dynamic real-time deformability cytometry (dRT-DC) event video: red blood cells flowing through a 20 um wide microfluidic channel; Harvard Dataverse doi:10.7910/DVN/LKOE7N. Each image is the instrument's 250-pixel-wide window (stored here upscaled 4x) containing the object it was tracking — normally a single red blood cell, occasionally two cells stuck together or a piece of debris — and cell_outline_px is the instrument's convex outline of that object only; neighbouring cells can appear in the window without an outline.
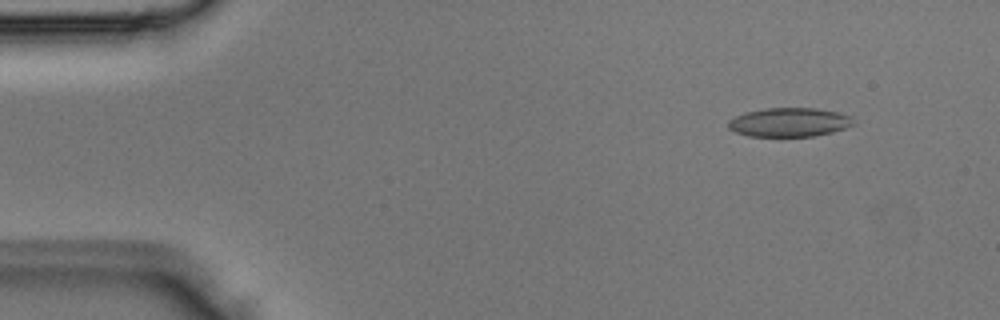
{"species": "Egyptian fruit bat (a non-hibernating species)", "species_latin": "Rousettus aegyptiacus", "temperature_condition": "room temperature", "stored_images_in_passage": 4, "camera_frame_rate_fps": 3000, "um_per_image_px": 0.085, "animal": {"sex": "male"}, "frame": {"image": 1, "passage_image": 2, "time_ms": 0.333, "image_size_px": [1000, 320], "cell_outline_px": [[856, 124], [832, 132], [812, 136], [748, 136], [736, 132], [728, 128], [728, 120], [744, 112], [764, 108], [816, 108], [836, 112], [852, 116]], "centroid_in_image_um": [67.08, 10.38], "position_along_channel_um": 17.9, "area_um2": 21.15}}
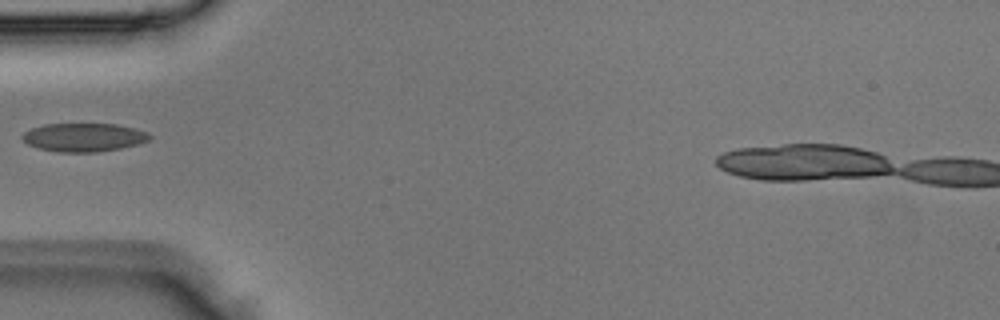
{"frame": {"image": 2, "passage_image": 4, "time_ms": 1.0, "image_size_px": [1000, 320], "cell_outline_px": [[152, 136], [148, 140], [140, 144], [120, 148], [96, 152], [60, 152], [40, 148], [28, 144], [20, 136], [24, 132], [32, 128], [44, 124], [116, 124], [148, 132]], "centroid_in_image_um": [7.13, 11.67], "position_along_channel_um": 77.9, "area_um2": 20.98}}